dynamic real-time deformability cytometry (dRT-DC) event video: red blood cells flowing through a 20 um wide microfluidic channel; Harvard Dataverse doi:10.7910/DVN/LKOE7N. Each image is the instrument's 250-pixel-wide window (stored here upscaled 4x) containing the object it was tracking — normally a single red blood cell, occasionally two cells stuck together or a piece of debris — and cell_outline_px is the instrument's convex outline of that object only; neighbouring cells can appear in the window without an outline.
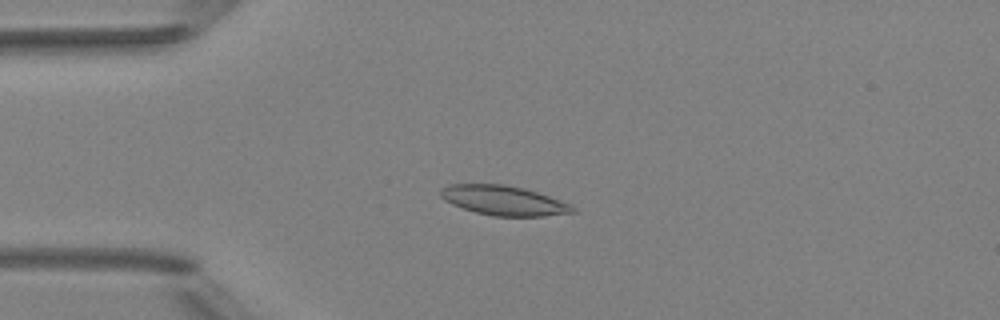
{"species": "Egyptian fruit bat (a non-hibernating species)", "species_latin": "Rousettus aegyptiacus", "temperature_condition": "room temperature", "stored_images_in_passage": 7, "camera_frame_rate_fps": 3000, "um_per_image_px": 0.085, "animal": {"sex": "female"}, "frame": {"image": 1, "passage_image": 4, "time_ms": 3.667, "image_size_px": [1000, 320], "cell_outline_px": [[576, 212], [544, 216], [492, 216], [476, 212], [452, 204], [444, 200], [440, 196], [440, 192], [448, 184], [504, 184], [524, 188], [572, 204], [576, 208]], "centroid_in_image_um": [42.84, 17.04], "position_along_channel_um": 42.2, "area_um2": 22.72}}
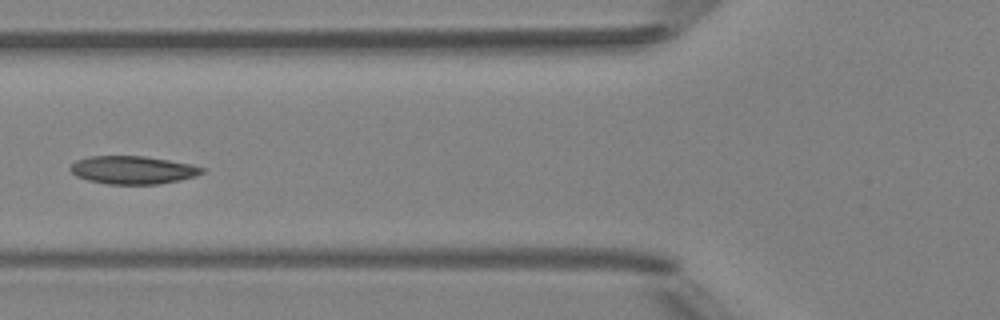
{"frame": {"image": 2, "passage_image": 6, "time_ms": 6.0, "image_size_px": [1000, 320], "cell_outline_px": [[204, 172], [196, 176], [180, 180], [156, 184], [108, 184], [88, 180], [76, 176], [68, 168], [76, 160], [88, 156], [144, 156], [192, 164], [204, 168]], "centroid_in_image_um": [11.28, 14.44], "position_along_channel_um": 114.5, "area_um2": 21.5}}
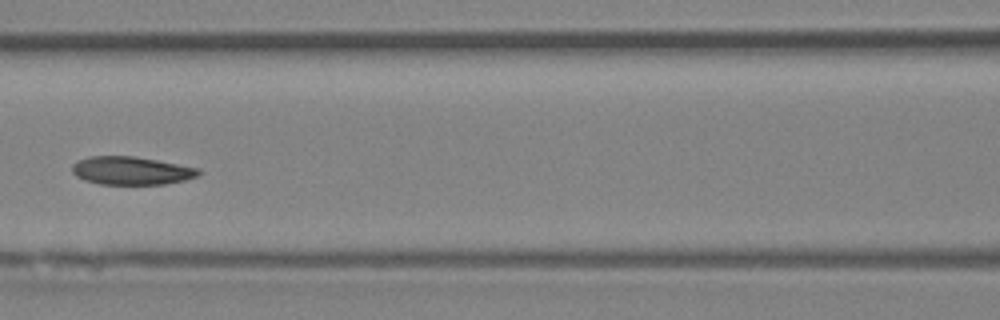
{"frame": {"image": 3, "passage_image": 7, "time_ms": 7.0, "image_size_px": [1000, 320], "cell_outline_px": [[200, 172], [196, 176], [184, 180], [164, 184], [100, 184], [84, 180], [76, 176], [72, 172], [72, 164], [76, 160], [88, 156], [136, 156], [200, 168]], "centroid_in_image_um": [11.12, 14.49], "position_along_channel_um": 155.5, "area_um2": 20.81}}